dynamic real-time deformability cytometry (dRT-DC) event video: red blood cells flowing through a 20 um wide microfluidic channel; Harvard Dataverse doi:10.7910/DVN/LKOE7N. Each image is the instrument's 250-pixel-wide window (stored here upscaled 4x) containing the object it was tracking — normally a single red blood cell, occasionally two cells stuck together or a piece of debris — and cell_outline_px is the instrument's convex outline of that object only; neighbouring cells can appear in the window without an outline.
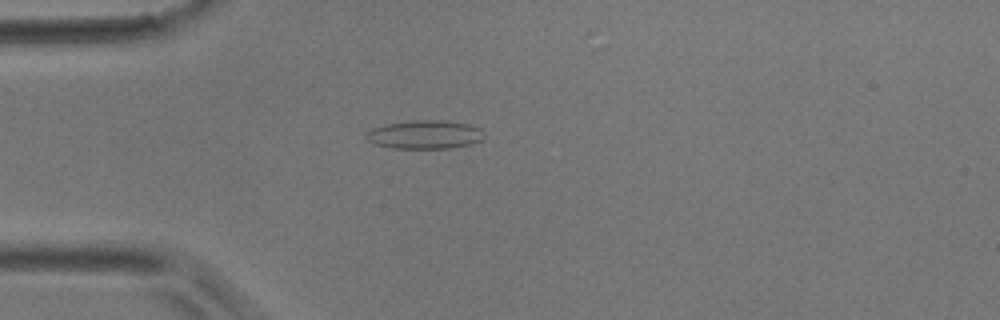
{"species": "common noctule bat (a hibernating species)", "species_latin": "Nyctalus noctula", "temperature_condition": "room temperature", "stored_images_in_passage": 2, "camera_frame_rate_fps": 3000, "um_per_image_px": 0.085, "animal": {"sex": "male", "body_mass_g": 17.9}, "frame": {"image": 1, "passage_image": 2, "time_ms": 0.333, "image_size_px": [1000, 320], "cell_outline_px": [[484, 140], [472, 144], [452, 148], [392, 148], [376, 144], [368, 140], [364, 136], [364, 132], [372, 128], [384, 124], [412, 120], [444, 120], [472, 124], [480, 128], [484, 132]], "centroid_in_image_um": [36.14, 11.43], "position_along_channel_um": 48.9, "area_um2": 20.06}}